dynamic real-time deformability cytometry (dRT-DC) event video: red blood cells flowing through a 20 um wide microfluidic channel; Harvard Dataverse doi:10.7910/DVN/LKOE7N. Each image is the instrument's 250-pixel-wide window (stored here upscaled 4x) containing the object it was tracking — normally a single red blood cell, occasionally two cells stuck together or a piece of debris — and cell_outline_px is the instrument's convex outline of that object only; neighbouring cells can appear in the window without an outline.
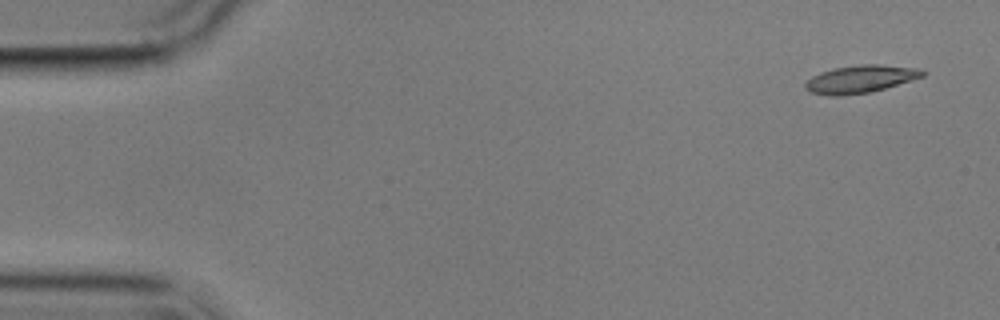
{"species": "common noctule bat (a hibernating species)", "species_latin": "Nyctalus noctula", "temperature_condition": "cold", "stored_images_in_passage": 6, "camera_frame_rate_fps": 3000, "um_per_image_px": 0.085, "animal": {"sex": "male", "body_mass_g": 17.9}, "frame": {"image": 1, "passage_image": 1, "time_ms": 0.0, "image_size_px": [1000, 320], "cell_outline_px": [[928, 72], [924, 76], [872, 92], [840, 96], [828, 96], [812, 92], [804, 88], [804, 84], [812, 76], [820, 72], [836, 68], [860, 64], [880, 64], [920, 68]], "centroid_in_image_um": [73.16, 6.72], "position_along_channel_um": 11.8, "area_um2": 19.02}}
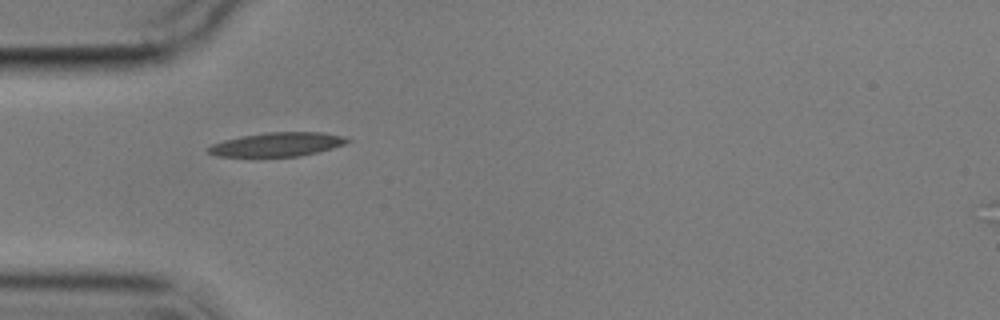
{"frame": {"image": 2, "passage_image": 5, "time_ms": 4.667, "image_size_px": [1000, 320], "cell_outline_px": [[352, 140], [344, 144], [332, 148], [300, 156], [216, 156], [208, 152], [208, 148], [212, 144], [224, 140], [240, 136], [264, 132], [324, 132], [344, 136]], "centroid_in_image_um": [23.58, 12.26], "position_along_channel_um": 61.4, "area_um2": 19.31}}
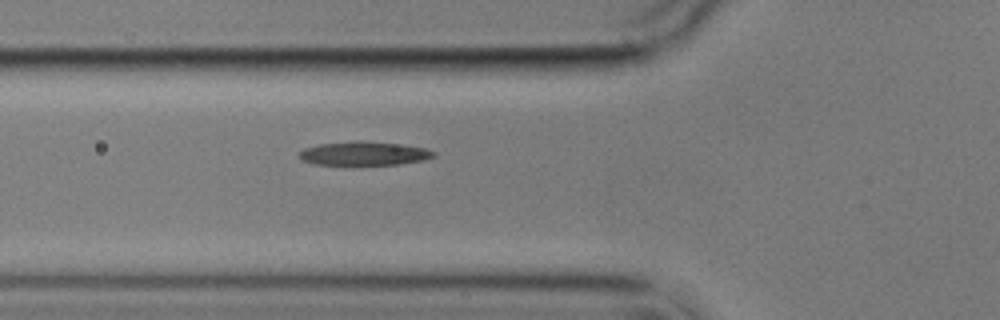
{"frame": {"image": 3, "passage_image": 6, "time_ms": 5.667, "image_size_px": [1000, 320], "cell_outline_px": [[436, 156], [424, 160], [400, 164], [312, 164], [304, 160], [300, 156], [300, 152], [304, 148], [320, 144], [356, 140], [360, 140], [400, 144], [424, 148], [436, 152]], "centroid_in_image_um": [30.98, 13.03], "position_along_channel_um": 94.8, "area_um2": 18.44}}